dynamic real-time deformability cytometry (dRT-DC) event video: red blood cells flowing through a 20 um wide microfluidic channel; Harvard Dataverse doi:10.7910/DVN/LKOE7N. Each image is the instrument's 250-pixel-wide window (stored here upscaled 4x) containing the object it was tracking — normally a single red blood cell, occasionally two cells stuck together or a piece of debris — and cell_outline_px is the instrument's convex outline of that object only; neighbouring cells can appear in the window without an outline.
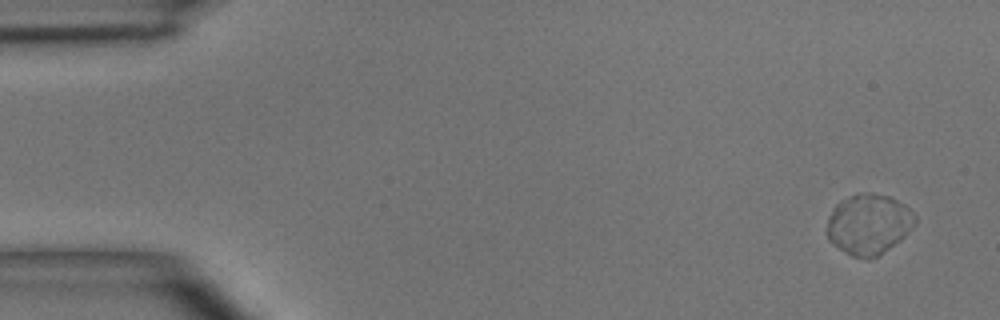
{"species": "common noctule bat (a hibernating species)", "species_latin": "Nyctalus noctula", "temperature_condition": "room temperature", "stored_images_in_passage": 5, "camera_frame_rate_fps": 3000, "um_per_image_px": 0.085, "animal": {"sex": "male", "body_mass_g": 15.6}, "frame": {"image": 1, "passage_image": 1, "time_ms": 0.0, "image_size_px": [1000, 320], "cell_outline_px": [[916, 224], [900, 240], [880, 256], [868, 260], [864, 260], [852, 256], [844, 252], [828, 240], [828, 220], [836, 204], [840, 200], [860, 192], [872, 192], [888, 196], [904, 204], [916, 216]], "centroid_in_image_um": [73.85, 19.08], "position_along_channel_um": 11.1, "area_um2": 31.21}}
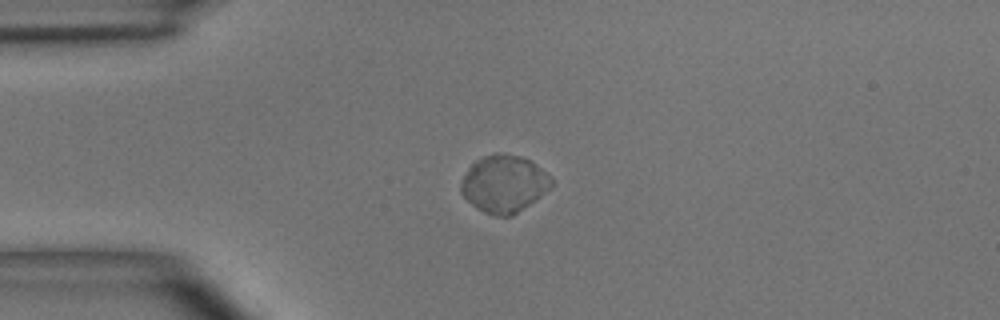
{"frame": {"image": 2, "passage_image": 3, "time_ms": 3.333, "image_size_px": [1000, 320], "cell_outline_px": [[552, 184], [548, 188], [528, 204], [512, 216], [496, 216], [484, 212], [472, 204], [460, 192], [460, 184], [468, 168], [476, 160], [484, 156], [496, 152], [500, 152], [520, 156], [528, 160], [552, 176]], "centroid_in_image_um": [42.8, 15.61], "position_along_channel_um": 42.2, "area_um2": 29.65}}
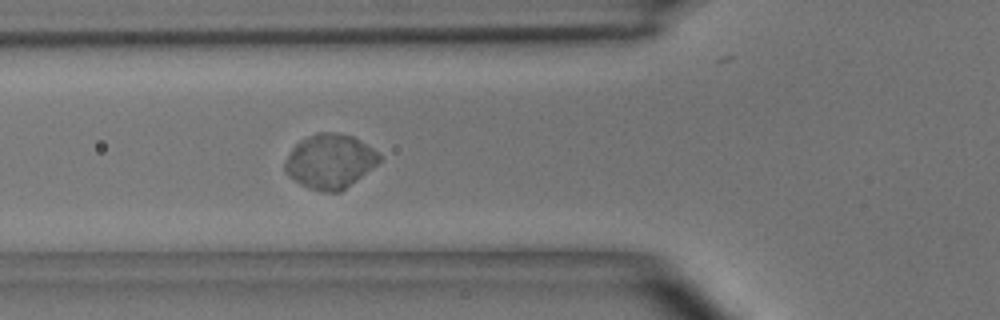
{"frame": {"image": 3, "passage_image": 5, "time_ms": 5.333, "image_size_px": [1000, 320], "cell_outline_px": [[380, 160], [376, 164], [340, 192], [324, 192], [308, 188], [300, 184], [288, 176], [284, 172], [284, 164], [292, 148], [300, 140], [316, 132], [332, 132], [352, 136], [372, 148], [380, 156]], "centroid_in_image_um": [27.99, 13.71], "position_along_channel_um": 97.8, "area_um2": 29.54}}